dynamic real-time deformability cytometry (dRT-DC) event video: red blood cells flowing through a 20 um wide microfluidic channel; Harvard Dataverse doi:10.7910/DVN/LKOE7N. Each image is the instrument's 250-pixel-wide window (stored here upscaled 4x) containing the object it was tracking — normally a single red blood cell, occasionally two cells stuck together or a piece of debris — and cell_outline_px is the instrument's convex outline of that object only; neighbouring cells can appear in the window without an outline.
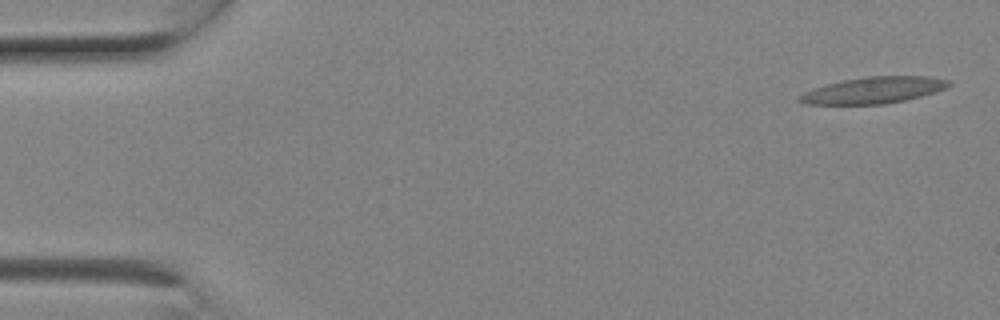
{"species": "Egyptian fruit bat (a non-hibernating species)", "species_latin": "Rousettus aegyptiacus", "temperature_condition": "room temperature", "stored_images_in_passage": 9, "camera_frame_rate_fps": 3000, "um_per_image_px": 0.085, "animal": {"sex": "female"}, "frame": {"image": 1, "passage_image": 1, "time_ms": 0.0, "image_size_px": [1000, 320], "cell_outline_px": [[952, 84], [936, 92], [904, 100], [884, 104], [804, 104], [796, 100], [804, 92], [828, 84], [844, 80], [868, 76], [932, 76], [948, 80]], "centroid_in_image_um": [74.28, 7.66], "position_along_channel_um": 10.7, "area_um2": 22.77}}
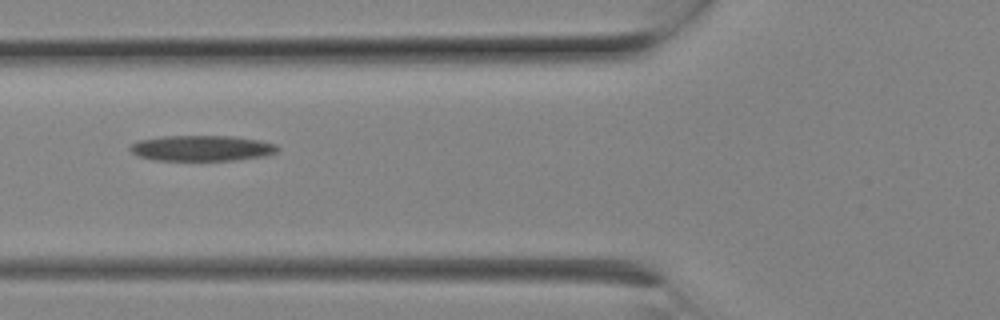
{"frame": {"image": 2, "passage_image": 8, "time_ms": 2.333, "image_size_px": [1000, 320], "cell_outline_px": [[280, 148], [276, 152], [264, 156], [236, 160], [156, 160], [136, 156], [128, 148], [132, 144], [140, 140], [164, 136], [232, 136], [260, 140], [276, 144]], "centroid_in_image_um": [17.16, 12.59], "position_along_channel_um": 108.6, "area_um2": 22.02}}
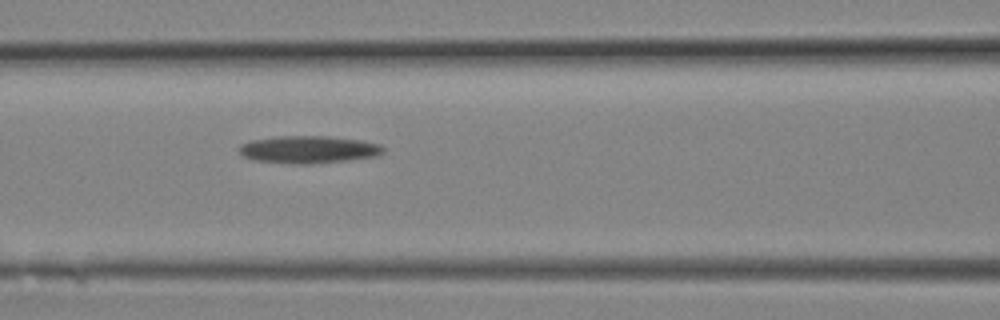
{"frame": {"image": 3, "passage_image": 9, "time_ms": 2.667, "image_size_px": [1000, 320], "cell_outline_px": [[384, 152], [380, 156], [348, 160], [312, 164], [292, 164], [256, 160], [244, 156], [240, 152], [240, 144], [252, 140], [280, 136], [328, 136], [360, 140], [380, 144], [384, 148]], "centroid_in_image_um": [26.28, 12.71], "position_along_channel_um": 140.3, "area_um2": 23.06}}